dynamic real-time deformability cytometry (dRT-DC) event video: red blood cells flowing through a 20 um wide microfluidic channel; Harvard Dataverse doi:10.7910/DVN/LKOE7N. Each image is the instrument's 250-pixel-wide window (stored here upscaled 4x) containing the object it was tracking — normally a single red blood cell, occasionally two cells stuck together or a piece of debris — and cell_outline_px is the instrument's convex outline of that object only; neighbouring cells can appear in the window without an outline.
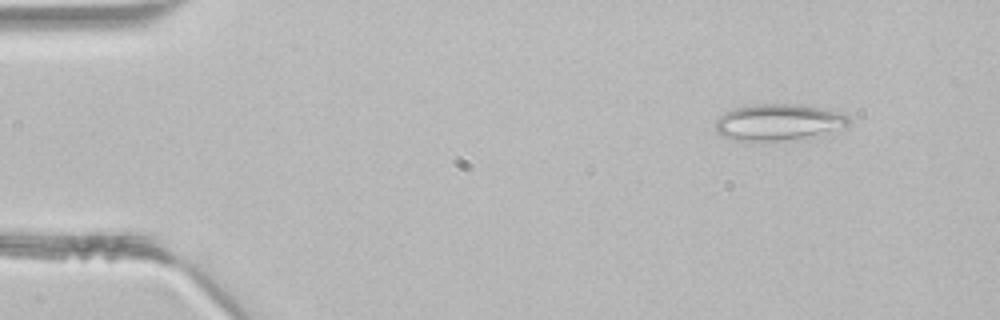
{"species": "common noctule bat (a hibernating species)", "species_latin": "Nyctalus noctula", "temperature_condition": "room temperature", "stored_images_in_passage": 42, "segment_of_instrument_passage": [1, 2], "camera_frame_rate_fps": 3000, "um_per_image_px": 0.085, "animal": {"sex": "male", "body_mass_g": 21.5, "forearm_length_mm": 52.0}, "frame": {"image": 1, "passage_image": 2, "time_ms": 0.333, "image_size_px": [1000, 320], "cell_outline_px": [[848, 124], [804, 140], [728, 140], [720, 136], [716, 132], [716, 120], [724, 112], [732, 108], [756, 104], [800, 104], [824, 108], [848, 116]], "centroid_in_image_um": [66.09, 10.39], "position_along_channel_um": 18.9, "area_um2": 28.38}}
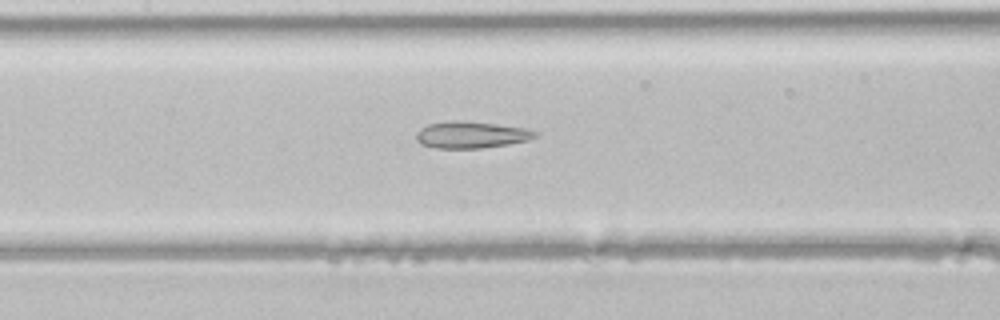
{"frame": {"image": 2, "passage_image": 18, "time_ms": 5.667, "image_size_px": [1000, 320], "cell_outline_px": [[536, 136], [528, 140], [508, 144], [480, 148], [436, 148], [420, 144], [416, 140], [416, 132], [420, 128], [428, 124], [452, 120], [460, 120], [496, 124], [524, 128], [536, 132]], "centroid_in_image_um": [39.99, 11.45], "position_along_channel_um": 167.4, "area_um2": 18.44}}
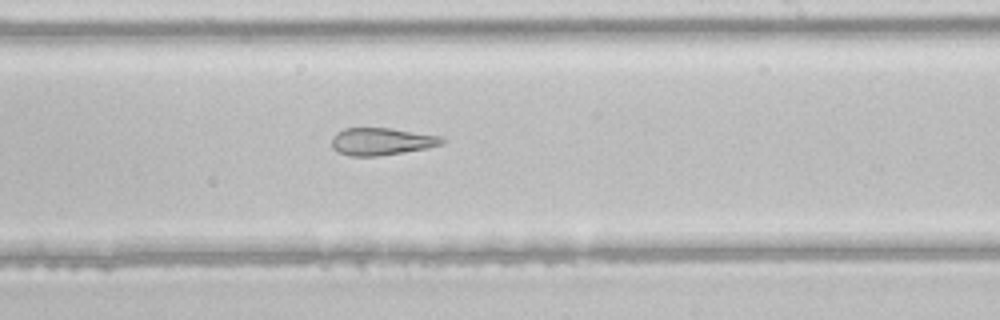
{"frame": {"image": 3, "passage_image": 24, "time_ms": 7.667, "image_size_px": [1000, 320], "cell_outline_px": [[448, 140], [444, 144], [428, 148], [380, 156], [348, 156], [336, 152], [332, 148], [332, 136], [336, 132], [344, 128], [392, 128], [440, 136]], "centroid_in_image_um": [32.43, 12.03], "position_along_channel_um": 256.6, "area_um2": 17.92}}